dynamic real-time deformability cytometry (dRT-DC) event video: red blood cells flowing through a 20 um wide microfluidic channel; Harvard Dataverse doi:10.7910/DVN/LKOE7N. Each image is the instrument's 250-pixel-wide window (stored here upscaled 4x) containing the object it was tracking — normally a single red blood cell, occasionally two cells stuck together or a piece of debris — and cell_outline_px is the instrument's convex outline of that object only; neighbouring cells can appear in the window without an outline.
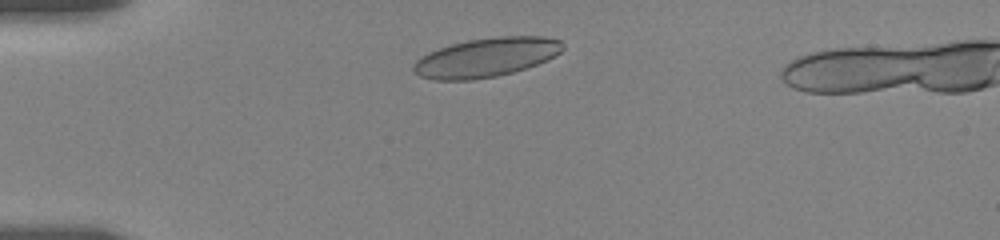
{"species": "human", "species_latin": "Homo sapiens", "temperature_condition": "room temperature", "stored_images_in_passage": 4, "camera_frame_rate_fps": 3000, "um_per_image_px": 0.085, "donor": {"sex": "female"}, "frame": {"image": 1, "passage_image": 2, "time_ms": 1.0, "image_size_px": [1000, 240], "cell_outline_px": [[564, 48], [560, 52], [548, 60], [512, 72], [496, 76], [472, 80], [432, 80], [420, 76], [412, 72], [412, 64], [420, 56], [428, 52], [452, 44], [468, 40], [500, 36], [544, 36], [560, 40], [564, 44]], "centroid_in_image_um": [41.29, 4.88], "position_along_channel_um": 43.7, "area_um2": 34.1}}